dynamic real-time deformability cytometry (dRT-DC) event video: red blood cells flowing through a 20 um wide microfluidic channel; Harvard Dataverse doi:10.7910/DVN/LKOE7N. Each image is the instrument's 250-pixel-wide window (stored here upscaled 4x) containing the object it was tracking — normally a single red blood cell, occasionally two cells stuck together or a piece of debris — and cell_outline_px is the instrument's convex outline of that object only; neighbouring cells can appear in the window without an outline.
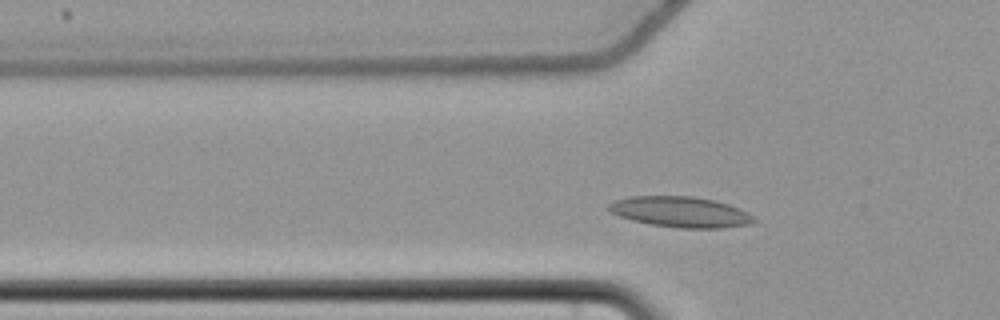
{"species": "common noctule bat (a hibernating species)", "species_latin": "Nyctalus noctula", "temperature_condition": "cold", "stored_images_in_passage": 42, "camera_frame_rate_fps": 3000, "um_per_image_px": 0.085, "animal": {"sex": "female", "body_mass_g": 22.7, "forearm_length_mm": 54.2}, "frame": {"image": 1, "passage_image": 9, "time_ms": 2.667, "image_size_px": [1000, 320], "cell_outline_px": [[756, 220], [748, 224], [724, 228], [680, 228], [652, 224], [632, 220], [620, 216], [612, 212], [608, 208], [608, 204], [616, 200], [632, 196], [692, 196], [712, 200], [728, 204], [748, 212]], "centroid_in_image_um": [57.85, 18.01], "position_along_channel_um": 67.9, "area_um2": 25.61}}
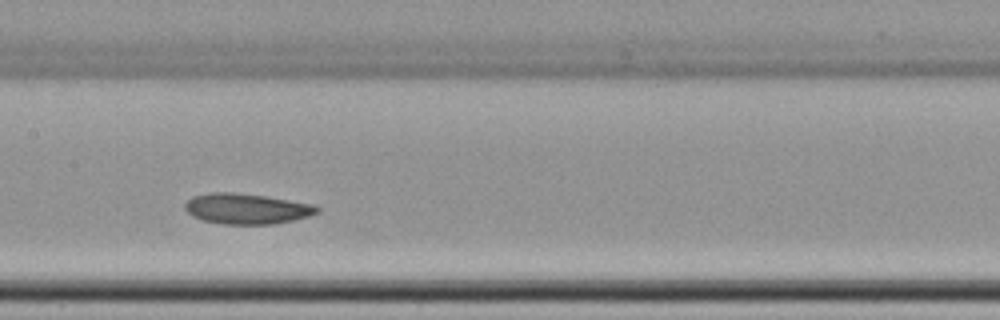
{"frame": {"image": 2, "passage_image": 19, "time_ms": 6.0, "image_size_px": [1000, 320], "cell_outline_px": [[320, 212], [308, 216], [292, 220], [272, 224], [224, 224], [204, 220], [192, 216], [184, 208], [184, 204], [192, 196], [208, 192], [232, 192], [264, 196], [312, 204], [320, 208]], "centroid_in_image_um": [20.93, 17.73], "position_along_channel_um": 186.5, "area_um2": 23.35}}
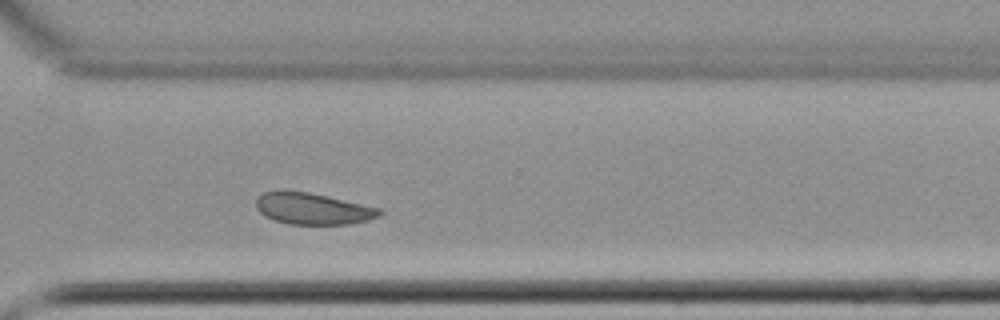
{"frame": {"image": 3, "passage_image": 32, "time_ms": 10.333, "image_size_px": [1000, 320], "cell_outline_px": [[384, 212], [380, 216], [368, 220], [352, 224], [288, 224], [272, 220], [264, 216], [256, 208], [256, 196], [264, 192], [308, 192], [380, 208]], "centroid_in_image_um": [26.59, 17.76], "position_along_channel_um": 344.0, "area_um2": 22.48}, "authors_computed_cell_mechanics": {"area_um2": 23.4668, "velocity_mm_per_s": 3.6236, "shape_relaxation_time_tau1_ms": 2.8363, "shape_relaxation_time_tau2_ms": 2.2087, "deformation_change_tau1": 0.0571, "deformation_change_tau2": 0.0615}}